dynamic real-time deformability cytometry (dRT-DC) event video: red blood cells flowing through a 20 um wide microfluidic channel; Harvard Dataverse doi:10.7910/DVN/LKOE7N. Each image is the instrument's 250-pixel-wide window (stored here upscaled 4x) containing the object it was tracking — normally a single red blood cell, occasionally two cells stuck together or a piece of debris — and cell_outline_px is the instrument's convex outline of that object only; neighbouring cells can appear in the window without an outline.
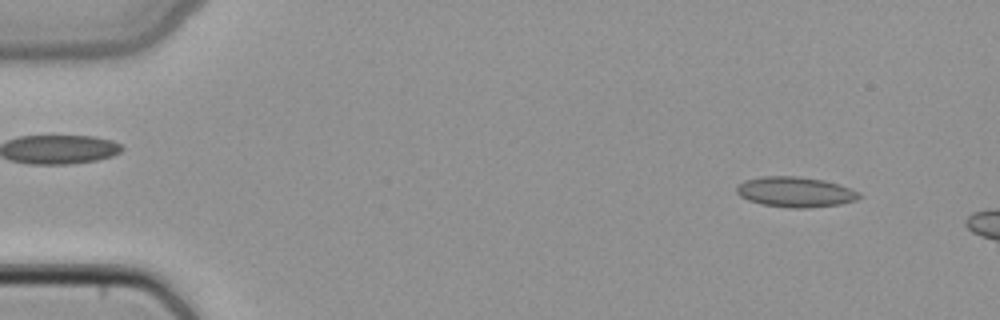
{"species": "common noctule bat (a hibernating species)", "species_latin": "Nyctalus noctula", "temperature_condition": "cold", "stored_images_in_passage": 8, "camera_frame_rate_fps": 3000, "um_per_image_px": 0.085, "animal": {"sex": "female", "body_mass_g": 22.7, "forearm_length_mm": 54.2}, "frame": {"image": 1, "passage_image": 4, "time_ms": 1.0, "image_size_px": [1000, 320], "cell_outline_px": [[864, 196], [856, 200], [840, 204], [808, 208], [792, 208], [760, 204], [748, 200], [740, 196], [736, 192], [736, 188], [744, 180], [760, 176], [800, 176], [824, 180], [860, 192]], "centroid_in_image_um": [67.6, 16.32], "position_along_channel_um": 17.4, "area_um2": 21.73}}